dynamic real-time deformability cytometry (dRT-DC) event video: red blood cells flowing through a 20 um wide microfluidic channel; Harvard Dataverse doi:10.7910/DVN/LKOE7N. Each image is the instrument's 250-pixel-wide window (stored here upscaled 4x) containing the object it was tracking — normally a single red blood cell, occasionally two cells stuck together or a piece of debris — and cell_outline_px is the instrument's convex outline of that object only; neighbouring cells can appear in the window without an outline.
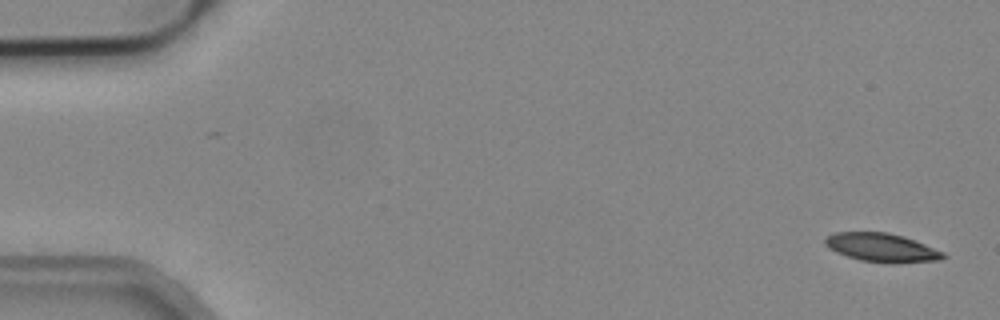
{"species": "common noctule bat (a hibernating species)", "species_latin": "Nyctalus noctula", "temperature_condition": "cold", "stored_images_in_passage": 5, "camera_frame_rate_fps": 3000, "um_per_image_px": 0.085, "animal": {"sex": "male", "body_mass_g": 19.2, "forearm_length_mm": 51.8}, "frame": {"image": 1, "passage_image": 1, "time_ms": 0.0, "image_size_px": [1000, 320], "cell_outline_px": [[948, 256], [940, 260], [896, 264], [892, 264], [860, 260], [836, 252], [828, 248], [824, 244], [824, 240], [828, 236], [836, 232], [888, 232], [904, 236], [944, 252]], "centroid_in_image_um": [74.97, 21.06], "position_along_channel_um": 10.0, "area_um2": 19.88}}
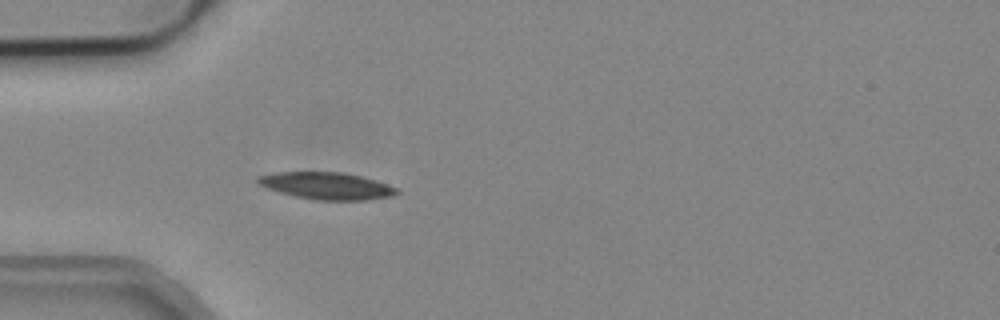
{"frame": {"image": 2, "passage_image": 5, "time_ms": 1.333, "image_size_px": [1000, 320], "cell_outline_px": [[400, 192], [392, 196], [368, 200], [316, 200], [296, 196], [280, 192], [268, 188], [260, 184], [256, 180], [256, 176], [276, 172], [344, 172], [376, 180], [388, 184], [396, 188]], "centroid_in_image_um": [27.79, 15.79], "position_along_channel_um": 57.2, "area_um2": 21.85}}